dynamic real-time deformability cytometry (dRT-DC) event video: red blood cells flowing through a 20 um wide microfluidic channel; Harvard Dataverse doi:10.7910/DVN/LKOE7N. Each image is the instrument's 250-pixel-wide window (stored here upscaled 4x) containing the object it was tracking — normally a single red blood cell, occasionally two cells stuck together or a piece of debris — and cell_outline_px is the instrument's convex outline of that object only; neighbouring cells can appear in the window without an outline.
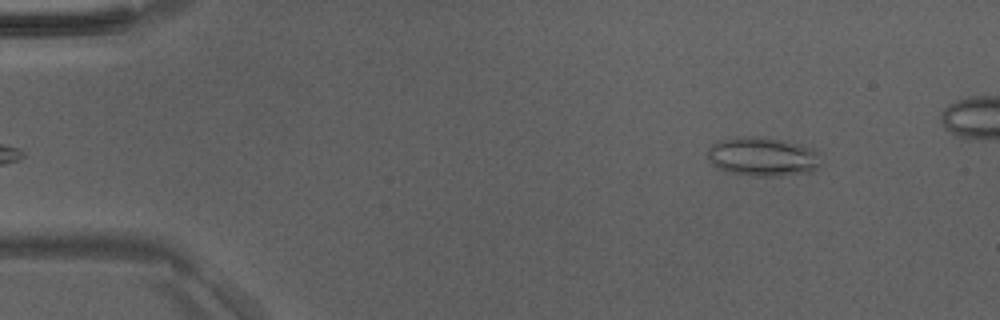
{"species": "Egyptian fruit bat (a non-hibernating species)", "species_latin": "Rousettus aegyptiacus", "temperature_condition": "room temperature", "stored_images_in_passage": 42, "camera_frame_rate_fps": 3000, "um_per_image_px": 0.085, "animal": {"sex": "male"}, "frame": {"image": 1, "passage_image": 2, "time_ms": 0.333, "image_size_px": [1000, 320], "cell_outline_px": [[820, 164], [812, 172], [780, 176], [756, 176], [728, 172], [716, 168], [708, 160], [708, 148], [712, 144], [720, 140], [736, 136], [756, 136], [784, 140], [800, 144], [812, 148], [816, 152]], "centroid_in_image_um": [64.79, 13.31], "position_along_channel_um": 20.2, "area_um2": 25.95}}
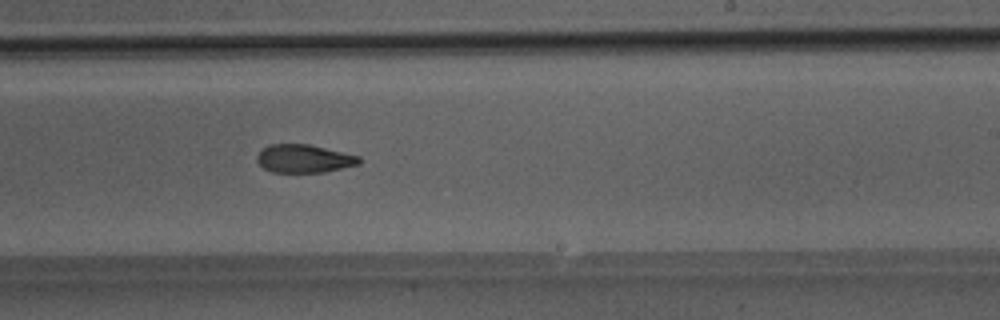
{"frame": {"image": 2, "passage_image": 26, "time_ms": 8.333, "image_size_px": [1000, 320], "cell_outline_px": [[360, 164], [324, 172], [272, 172], [264, 168], [256, 160], [256, 156], [268, 144], [308, 144], [360, 156]], "centroid_in_image_um": [25.84, 13.48], "position_along_channel_um": 263.2, "area_um2": 16.65}}
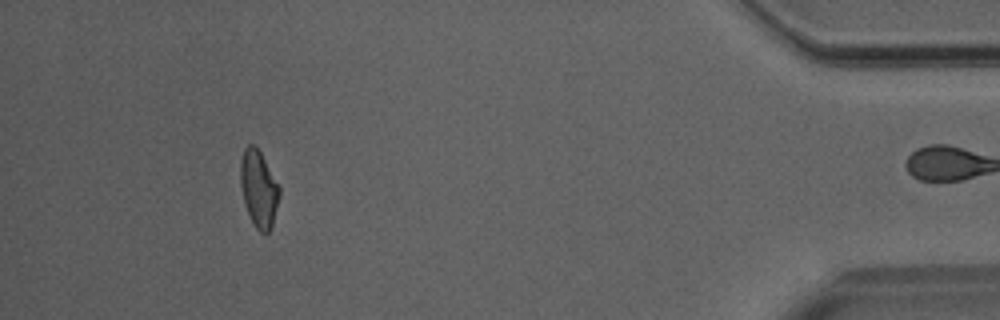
{"frame": {"image": 3, "passage_image": 41, "time_ms": 13.333, "image_size_px": [1000, 320], "cell_outline_px": [[280, 196], [272, 228], [268, 232], [260, 232], [256, 228], [244, 204], [240, 184], [240, 160], [244, 148], [248, 144], [256, 144], [280, 188]], "centroid_in_image_um": [21.98, 16.02], "position_along_channel_um": 413.2, "area_um2": 17.51}}